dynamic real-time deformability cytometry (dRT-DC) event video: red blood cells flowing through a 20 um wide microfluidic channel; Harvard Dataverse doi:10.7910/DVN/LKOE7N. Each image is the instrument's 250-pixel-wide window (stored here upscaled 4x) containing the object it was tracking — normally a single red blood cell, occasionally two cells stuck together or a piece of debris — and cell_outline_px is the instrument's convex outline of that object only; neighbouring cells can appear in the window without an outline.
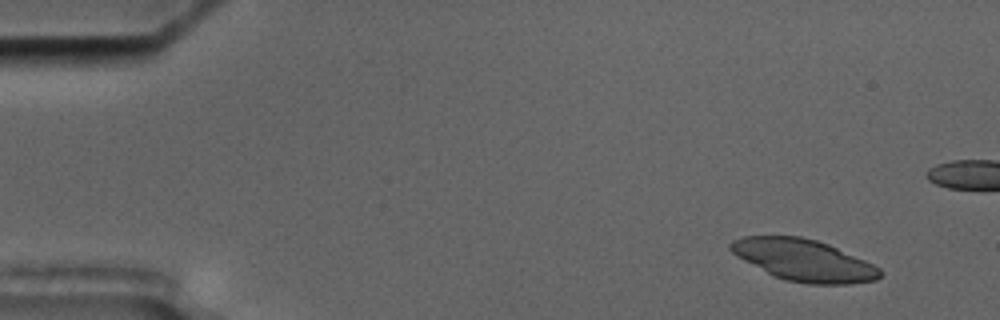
{"species": "common noctule bat (a hibernating species)", "species_latin": "Nyctalus noctula", "temperature_condition": "cold", "stored_images_in_passage": 5, "camera_frame_rate_fps": 3000, "um_per_image_px": 0.085, "animal": {"sex": "male", "body_mass_g": 17.5, "forearm_length_mm": 52.3}, "frame": {"image": 1, "passage_image": 1, "time_ms": 0.0, "image_size_px": [1000, 320], "cell_outline_px": [[884, 272], [876, 280], [848, 284], [808, 284], [784, 280], [736, 256], [728, 248], [728, 244], [732, 240], [744, 236], [800, 236], [816, 240], [828, 244], [864, 260], [880, 268]], "centroid_in_image_um": [68.32, 22.11], "position_along_channel_um": 16.7, "area_um2": 36.01}}